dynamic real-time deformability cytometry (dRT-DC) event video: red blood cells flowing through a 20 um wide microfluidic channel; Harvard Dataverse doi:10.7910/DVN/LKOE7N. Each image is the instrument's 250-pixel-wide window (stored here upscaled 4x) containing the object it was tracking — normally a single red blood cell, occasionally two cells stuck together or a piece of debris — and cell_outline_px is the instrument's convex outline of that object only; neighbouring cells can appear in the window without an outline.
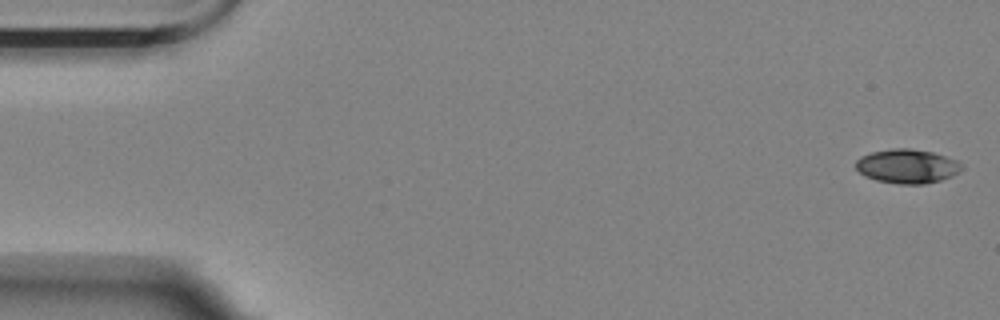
{"species": "Egyptian fruit bat (a non-hibernating species)", "species_latin": "Rousettus aegyptiacus", "temperature_condition": "room temperature", "stored_images_in_passage": 15, "camera_frame_rate_fps": 3000, "um_per_image_px": 0.085, "animal": {"sex": "female"}, "frame": {"image": 1, "passage_image": 1, "time_ms": 0.0, "image_size_px": [1000, 320], "cell_outline_px": [[964, 168], [960, 172], [952, 176], [940, 180], [924, 184], [900, 184], [876, 180], [864, 176], [856, 168], [856, 160], [860, 156], [872, 152], [892, 148], [912, 148], [932, 152], [956, 160], [964, 164]], "centroid_in_image_um": [77.13, 14.12], "position_along_channel_um": 7.9, "area_um2": 21.21}}
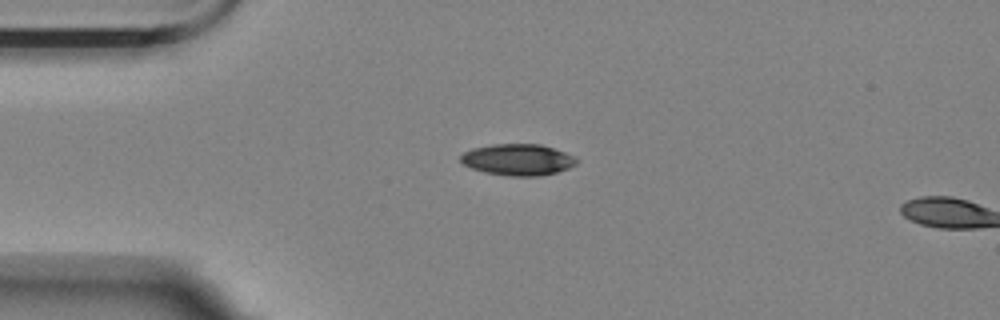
{"frame": {"image": 2, "passage_image": 13, "time_ms": 4.0, "image_size_px": [1000, 320], "cell_outline_px": [[580, 160], [576, 164], [568, 168], [556, 172], [540, 176], [508, 176], [484, 172], [472, 168], [464, 164], [460, 160], [460, 156], [464, 152], [472, 148], [492, 144], [540, 144], [576, 156]], "centroid_in_image_um": [44.03, 13.57], "position_along_channel_um": 41.0, "area_um2": 21.27}}